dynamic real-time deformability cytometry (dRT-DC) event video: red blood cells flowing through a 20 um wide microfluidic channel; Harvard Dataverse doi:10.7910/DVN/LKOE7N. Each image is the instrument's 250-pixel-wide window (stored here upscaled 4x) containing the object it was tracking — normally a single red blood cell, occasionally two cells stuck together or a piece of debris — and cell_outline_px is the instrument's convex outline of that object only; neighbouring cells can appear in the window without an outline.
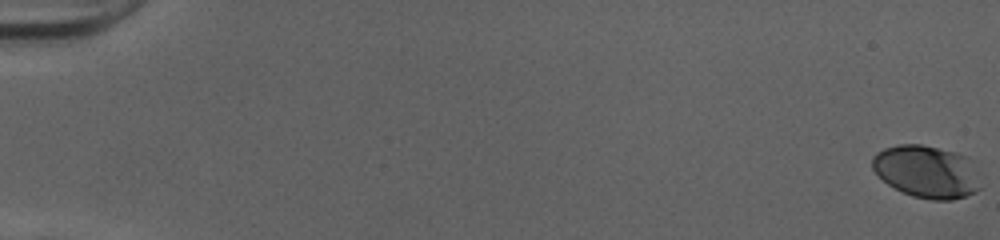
{"species": "human", "species_latin": "Homo sapiens", "temperature_condition": "cold", "stored_images_in_passage": 53, "camera_frame_rate_fps": 3000, "um_per_image_px": 0.085, "donor": {"sex": "female"}, "frame": {"image": 1, "passage_image": 1, "time_ms": 0.0, "image_size_px": [1000, 240], "cell_outline_px": [[980, 188], [976, 192], [952, 200], [932, 200], [912, 196], [888, 184], [872, 168], [872, 156], [876, 152], [884, 148], [896, 144], [920, 144], [956, 152], [968, 156]], "centroid_in_image_um": [78.72, 14.57], "position_along_channel_um": 6.3, "area_um2": 32.77}}
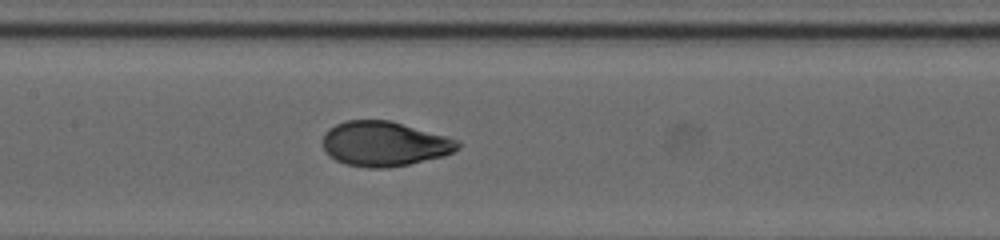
{"frame": {"image": 2, "passage_image": 28, "time_ms": 9.0, "image_size_px": [1000, 240], "cell_outline_px": [[460, 148], [444, 156], [408, 164], [388, 168], [368, 168], [344, 164], [328, 156], [324, 152], [324, 132], [328, 128], [344, 120], [388, 120], [460, 140]], "centroid_in_image_um": [32.64, 12.23], "position_along_channel_um": 174.8, "area_um2": 35.32}}
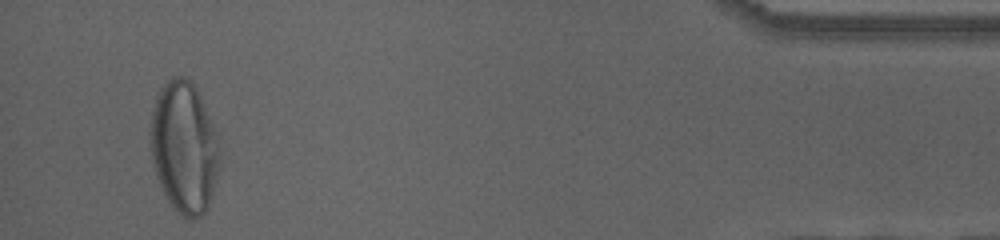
{"frame": {"image": 3, "passage_image": 51, "time_ms": 16.667, "image_size_px": [1000, 240], "cell_outline_px": [[220, 160], [216, 180], [208, 208], [196, 220], [192, 220], [184, 216], [168, 200], [156, 176], [152, 160], [148, 132], [152, 112], [156, 96], [160, 88], [168, 80], [176, 76], [184, 76], [196, 88], [200, 96], [216, 132]], "centroid_in_image_um": [15.63, 12.52], "position_along_channel_um": 419.6, "area_um2": 52.94}, "authors_computed_cell_mechanics": {"area_um2": 35.1424, "velocity_mm_per_s": 4.0297, "shape_relaxation_time_tau1_ms": 4.0544, "shape_relaxation_time_tau2_ms": null, "deformation_change_tau1": 0.2015, "deformation_change_tau2": null}}